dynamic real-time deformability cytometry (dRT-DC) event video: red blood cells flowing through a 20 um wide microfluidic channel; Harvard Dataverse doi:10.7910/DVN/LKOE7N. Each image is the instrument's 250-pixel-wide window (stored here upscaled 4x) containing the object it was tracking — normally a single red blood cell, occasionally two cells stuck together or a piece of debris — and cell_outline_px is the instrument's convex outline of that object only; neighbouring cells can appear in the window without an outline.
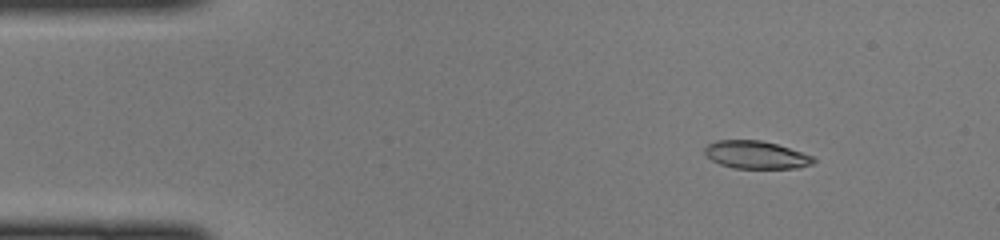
{"species": "common noctule bat (a hibernating species)", "species_latin": "Nyctalus noctula", "temperature_condition": "cold", "stored_images_in_passage": 42, "camera_frame_rate_fps": 3000, "um_per_image_px": 0.085, "animal": {"sex": "female", "body_mass_g": 22.0, "forearm_length_mm": 56.7}, "frame": {"image": 1, "passage_image": 1, "time_ms": 0.0, "image_size_px": [1000, 240], "cell_outline_px": [[816, 160], [812, 164], [796, 168], [732, 168], [720, 164], [712, 160], [704, 152], [704, 148], [708, 144], [716, 140], [760, 140], [776, 144], [812, 156]], "centroid_in_image_um": [64.23, 13.16], "position_along_channel_um": 20.8, "area_um2": 17.4}}
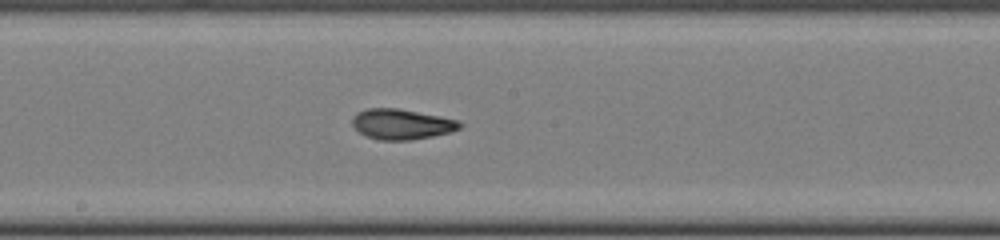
{"frame": {"image": 2, "passage_image": 20, "time_ms": 6.333, "image_size_px": [1000, 240], "cell_outline_px": [[464, 124], [460, 128], [452, 132], [412, 140], [380, 140], [364, 136], [352, 124], [352, 116], [356, 112], [368, 108], [396, 108], [440, 116], [460, 120]], "centroid_in_image_um": [34.15, 10.56], "position_along_channel_um": 214.1, "area_um2": 19.19}}
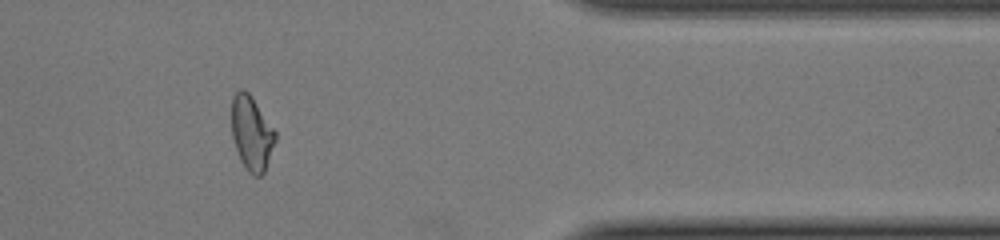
{"frame": {"image": 3, "passage_image": 34, "time_ms": 11.0, "image_size_px": [1000, 240], "cell_outline_px": [[276, 140], [264, 172], [260, 176], [252, 176], [248, 172], [240, 160], [232, 136], [232, 96], [240, 88], [244, 88], [252, 96], [276, 132]], "centroid_in_image_um": [21.38, 11.31], "position_along_channel_um": 390.0, "area_um2": 18.96}}